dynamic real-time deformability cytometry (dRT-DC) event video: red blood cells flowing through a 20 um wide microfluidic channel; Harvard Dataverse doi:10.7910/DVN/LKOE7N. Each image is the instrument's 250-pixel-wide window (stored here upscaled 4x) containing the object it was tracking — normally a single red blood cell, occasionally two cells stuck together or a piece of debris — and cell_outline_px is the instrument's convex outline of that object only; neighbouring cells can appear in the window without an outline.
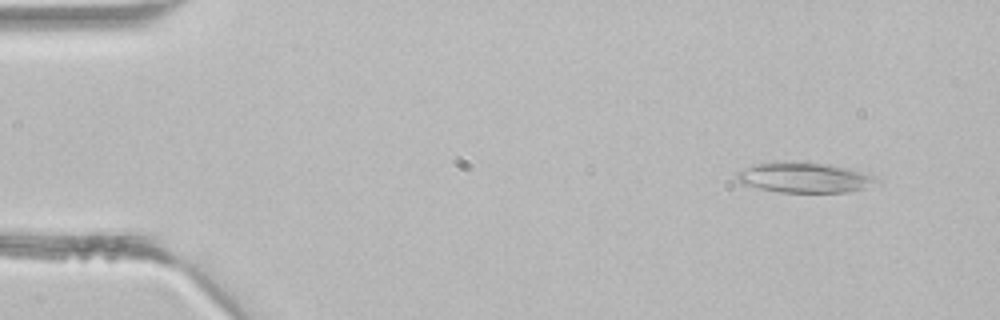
{"species": "common noctule bat (a hibernating species)", "species_latin": "Nyctalus noctula", "temperature_condition": "room temperature", "stored_images_in_passage": 2, "camera_frame_rate_fps": 3000, "um_per_image_px": 0.085, "animal": {"sex": "male", "body_mass_g": 21.5, "forearm_length_mm": 52.0}, "frame": {"image": 1, "passage_image": 1, "time_ms": 0.0, "image_size_px": [1000, 320], "cell_outline_px": [[880, 184], [848, 192], [780, 192], [760, 188], [744, 184], [736, 176], [736, 172], [752, 164], [776, 160], [828, 164], [876, 176], [880, 180]], "centroid_in_image_um": [68.38, 15.08], "position_along_channel_um": 16.6, "area_um2": 24.68}}